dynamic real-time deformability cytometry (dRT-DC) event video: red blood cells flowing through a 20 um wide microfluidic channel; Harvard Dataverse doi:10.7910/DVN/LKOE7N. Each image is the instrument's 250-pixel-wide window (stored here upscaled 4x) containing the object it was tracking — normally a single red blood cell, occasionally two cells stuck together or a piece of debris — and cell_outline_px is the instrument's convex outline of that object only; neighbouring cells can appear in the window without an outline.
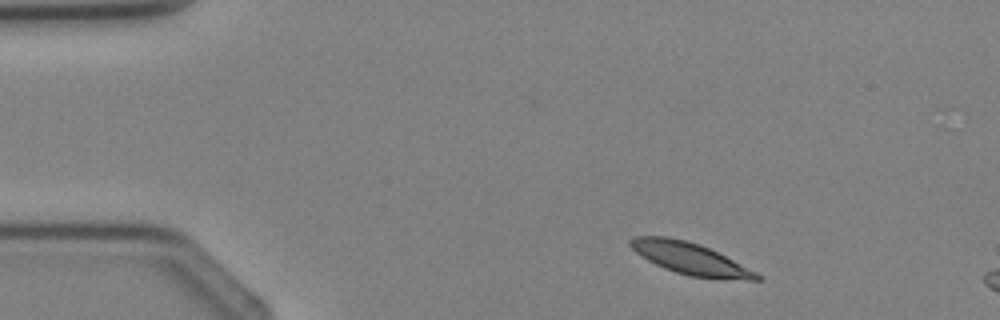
{"species": "Egyptian fruit bat (a non-hibernating species)", "species_latin": "Rousettus aegyptiacus", "temperature_condition": "cold", "stored_images_in_passage": 4, "camera_frame_rate_fps": 3000, "um_per_image_px": 0.085, "animal": {"sex": "female"}, "frame": {"image": 1, "passage_image": 4, "time_ms": 4.333, "image_size_px": [1000, 320], "cell_outline_px": [[764, 280], [748, 280], [688, 276], [664, 268], [648, 260], [636, 252], [628, 244], [628, 240], [632, 236], [668, 236], [700, 244], [764, 276]], "centroid_in_image_um": [58.64, 21.97], "position_along_channel_um": 26.4, "area_um2": 23.12}}